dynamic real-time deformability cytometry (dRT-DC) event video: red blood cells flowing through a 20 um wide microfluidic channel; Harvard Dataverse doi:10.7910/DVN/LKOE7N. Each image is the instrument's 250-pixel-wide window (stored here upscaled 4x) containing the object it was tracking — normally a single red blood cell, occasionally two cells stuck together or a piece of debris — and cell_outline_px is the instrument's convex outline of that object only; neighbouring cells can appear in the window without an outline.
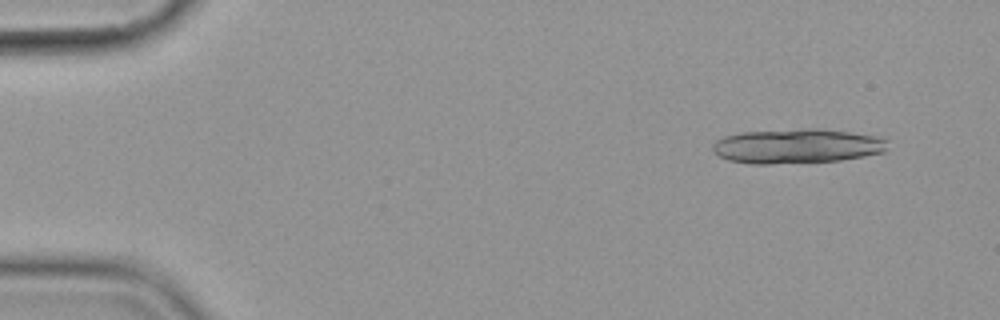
{"species": "common noctule bat (a hibernating species)", "species_latin": "Nyctalus noctula", "temperature_condition": "cold", "stored_images_in_passage": 5, "camera_frame_rate_fps": 3000, "um_per_image_px": 0.085, "animal": {"sex": "female", "body_mass_g": 19.9}, "frame": {"image": 1, "passage_image": 2, "time_ms": 1.0, "image_size_px": [1000, 320], "cell_outline_px": [[884, 152], [864, 156], [840, 160], [768, 164], [752, 164], [728, 160], [712, 152], [712, 144], [716, 140], [724, 136], [740, 132], [808, 128], [816, 128], [848, 132], [876, 136], [884, 140]], "centroid_in_image_um": [67.64, 12.41], "position_along_channel_um": 17.4, "area_um2": 35.03}}